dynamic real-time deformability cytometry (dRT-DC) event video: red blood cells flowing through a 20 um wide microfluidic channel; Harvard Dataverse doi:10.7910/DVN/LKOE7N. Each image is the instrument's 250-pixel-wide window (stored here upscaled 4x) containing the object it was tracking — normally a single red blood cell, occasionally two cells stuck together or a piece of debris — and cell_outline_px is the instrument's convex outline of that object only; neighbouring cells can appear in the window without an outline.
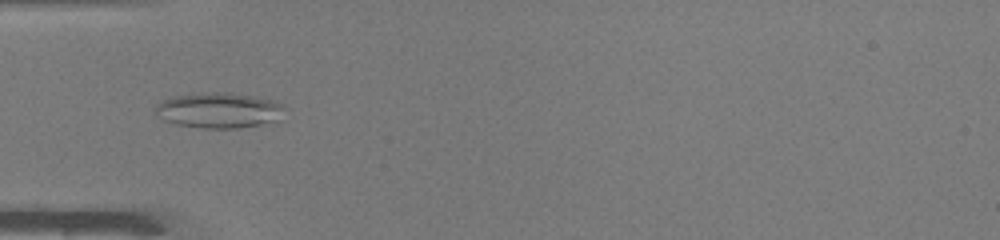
{"species": "common noctule bat (a hibernating species)", "species_latin": "Nyctalus noctula", "temperature_condition": "warm", "stored_images_in_passage": 48, "camera_frame_rate_fps": 3000, "um_per_image_px": 0.085, "animal": {"sex": "male", "body_mass_g": 19.0, "forearm_length_mm": 50.8}, "frame": {"image": 1, "passage_image": 15, "time_ms": 4.667, "image_size_px": [1000, 240], "cell_outline_px": [[284, 120], [240, 128], [204, 128], [176, 124], [164, 120], [156, 116], [156, 104], [160, 100], [172, 96], [212, 92], [228, 92], [252, 96], [272, 100], [284, 104]], "centroid_in_image_um": [18.65, 9.38], "position_along_channel_um": 66.4, "area_um2": 27.05}}
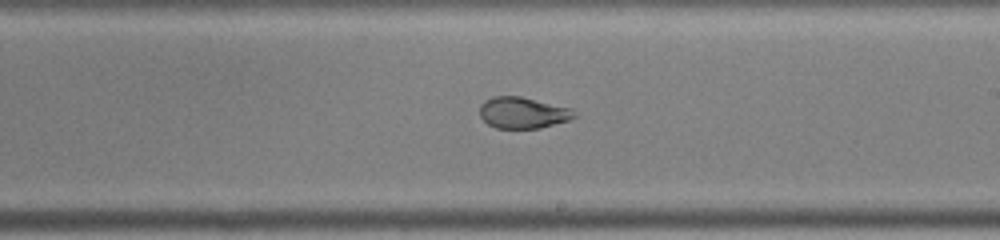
{"frame": {"image": 2, "passage_image": 28, "time_ms": 9.0, "image_size_px": [1000, 240], "cell_outline_px": [[576, 116], [568, 120], [540, 128], [496, 128], [488, 124], [480, 116], [480, 104], [484, 100], [492, 96], [520, 96], [572, 108], [576, 112]], "centroid_in_image_um": [44.43, 9.57], "position_along_channel_um": 244.6, "area_um2": 17.28}}
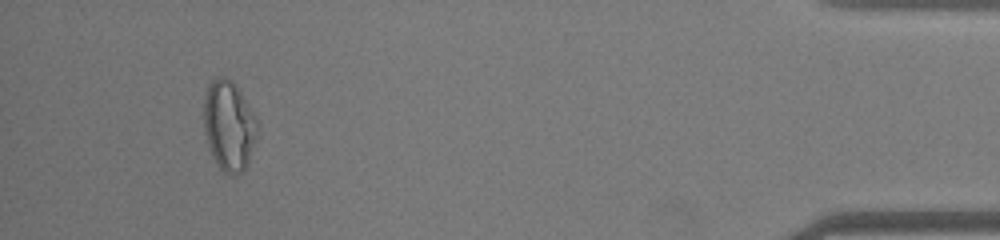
{"frame": {"image": 3, "passage_image": 45, "time_ms": 14.667, "image_size_px": [1000, 240], "cell_outline_px": [[256, 136], [244, 172], [236, 176], [232, 176], [224, 172], [216, 164], [208, 148], [204, 132], [204, 96], [208, 84], [216, 76], [224, 76], [232, 80], [256, 116]], "centroid_in_image_um": [19.42, 10.69], "position_along_channel_um": 415.8, "area_um2": 28.21}, "authors_computed_cell_mechanics": {"area_um2": 24.1026, "velocity_mm_per_s": 4.1272, "shape_relaxation_time_tau1_ms": null, "shape_relaxation_time_tau2_ms": 1.1201, "deformation_change_tau1": null, "deformation_change_tau2": 0.066}}